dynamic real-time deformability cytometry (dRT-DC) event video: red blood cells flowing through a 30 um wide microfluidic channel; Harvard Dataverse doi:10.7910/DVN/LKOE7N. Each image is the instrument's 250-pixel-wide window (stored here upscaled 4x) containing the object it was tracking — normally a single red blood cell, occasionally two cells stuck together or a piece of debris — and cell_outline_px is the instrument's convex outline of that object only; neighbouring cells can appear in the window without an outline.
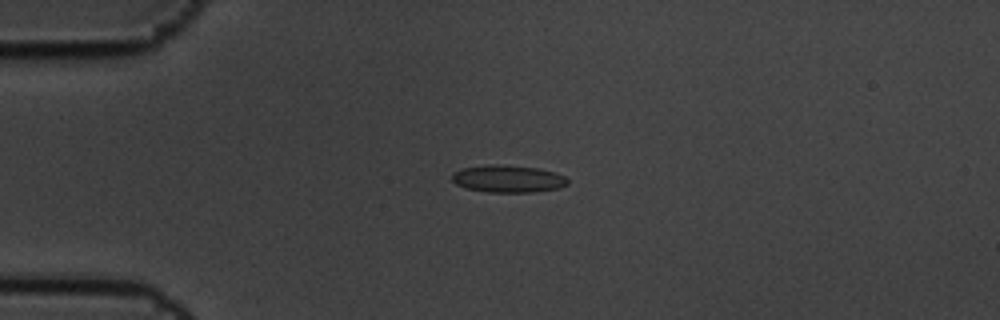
{"species": "common noctule bat (a hibernating species)", "species_latin": "Nyctalus noctula", "temperature_condition": "cold", "stored_images_in_passage": 2, "camera_frame_rate_fps": 3000, "um_per_image_px": 0.085, "animal": {"sex": "male", "body_mass_g": 19.5, "forearm_length_mm": 54.6}, "frame": {"image": 1, "passage_image": 1, "time_ms": 0.0, "image_size_px": [1000, 320], "cell_outline_px": [[568, 184], [560, 188], [536, 192], [488, 192], [468, 188], [456, 184], [452, 180], [452, 172], [464, 168], [492, 164], [496, 164], [540, 168], [556, 172], [564, 176], [568, 180]], "centroid_in_image_um": [43.22, 15.2], "position_along_channel_um": 41.8, "area_um2": 18.44}}